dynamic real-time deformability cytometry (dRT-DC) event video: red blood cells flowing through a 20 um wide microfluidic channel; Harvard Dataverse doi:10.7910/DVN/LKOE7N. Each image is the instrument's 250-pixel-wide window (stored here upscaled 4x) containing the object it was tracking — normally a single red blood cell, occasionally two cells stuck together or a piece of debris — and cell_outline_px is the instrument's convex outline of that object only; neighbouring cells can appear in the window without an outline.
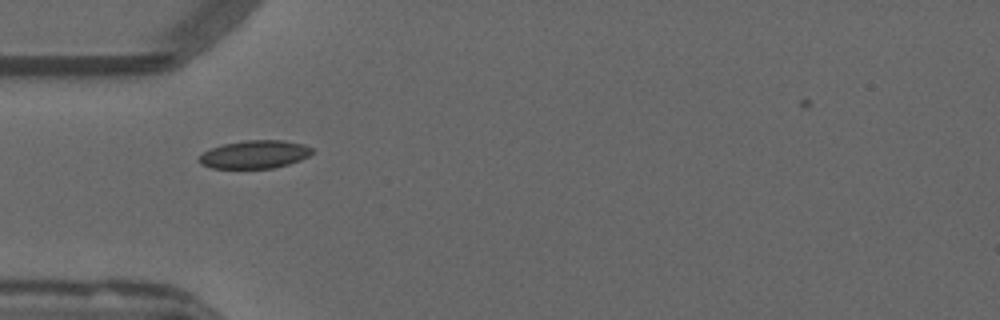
{"species": "common noctule bat (a hibernating species)", "species_latin": "Nyctalus noctula", "temperature_condition": "warm", "stored_images_in_passage": 38, "camera_frame_rate_fps": 3000, "um_per_image_px": 0.085, "animal": {"sex": "male", "forearm_length_mm": 52.5}, "frame": {"image": 1, "passage_image": 1, "time_ms": 0.0, "image_size_px": [1000, 320], "cell_outline_px": [[312, 152], [308, 156], [300, 160], [288, 164], [272, 168], [212, 168], [200, 164], [196, 160], [204, 152], [212, 148], [224, 144], [244, 140], [284, 140], [304, 144], [312, 148]], "centroid_in_image_um": [21.64, 13.12], "position_along_channel_um": 63.4, "area_um2": 18.44}}
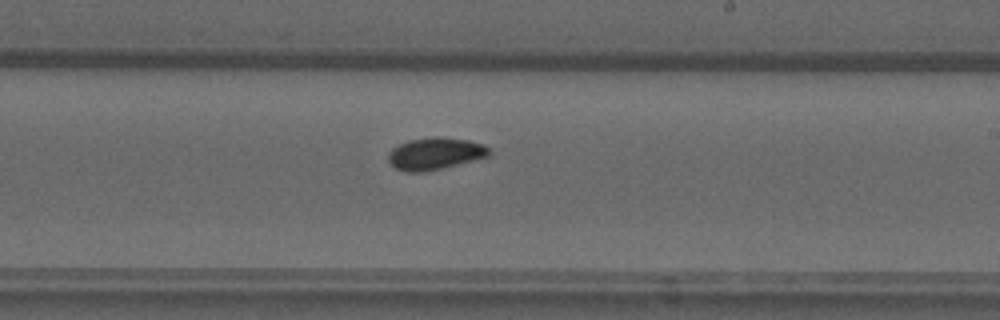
{"frame": {"image": 2, "passage_image": 16, "time_ms": 5.0, "image_size_px": [1000, 320], "cell_outline_px": [[492, 152], [488, 156], [444, 168], [424, 172], [404, 172], [396, 168], [388, 160], [388, 152], [392, 148], [408, 140], [432, 136], [436, 136], [468, 140], [484, 144]], "centroid_in_image_um": [36.97, 13.05], "position_along_channel_um": 252.0, "area_um2": 18.96}}
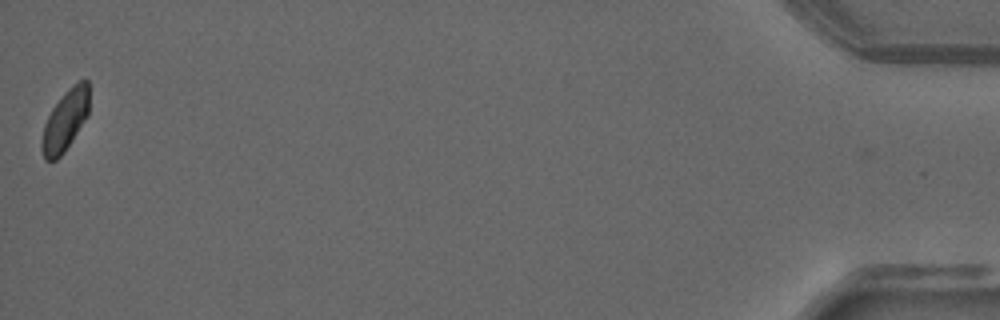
{"frame": {"image": 3, "passage_image": 38, "time_ms": 12.333, "image_size_px": [1000, 320], "cell_outline_px": [[88, 116], [64, 152], [56, 160], [44, 160], [40, 148], [40, 140], [44, 124], [52, 108], [64, 92], [72, 84], [80, 80], [88, 80]], "centroid_in_image_um": [5.51, 10.25], "position_along_channel_um": 429.7, "area_um2": 16.94}, "authors_computed_cell_mechanics": {"area_um2": 18.0047, "velocity_mm_per_s": 3.7869, "shape_relaxation_time_tau1_ms": 3.7091, "shape_relaxation_time_tau2_ms": null, "deformation_change_tau1": 0.0784, "deformation_change_tau2": null}}